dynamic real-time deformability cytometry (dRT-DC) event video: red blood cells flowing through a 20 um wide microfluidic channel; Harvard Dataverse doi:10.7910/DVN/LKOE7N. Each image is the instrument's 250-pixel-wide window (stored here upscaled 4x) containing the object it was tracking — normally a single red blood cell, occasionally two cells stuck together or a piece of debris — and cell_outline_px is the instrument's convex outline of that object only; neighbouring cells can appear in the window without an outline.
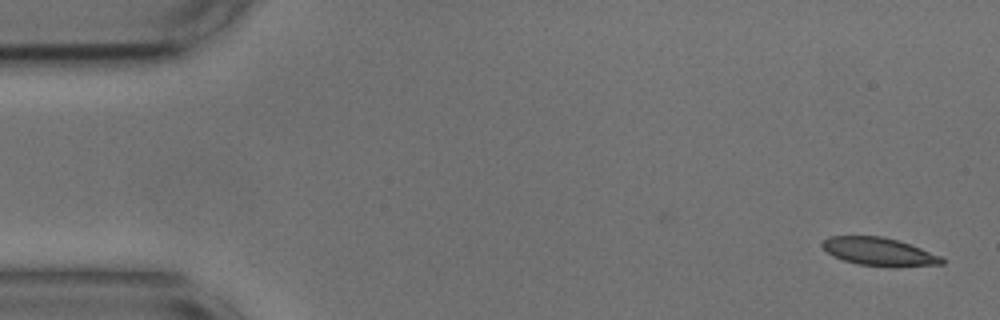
{"species": "common noctule bat (a hibernating species)", "species_latin": "Nyctalus noctula", "temperature_condition": "cold", "stored_images_in_passage": 41, "camera_frame_rate_fps": 3000, "um_per_image_px": 0.085, "animal": {"sex": "male", "body_mass_g": 17.9, "forearm_length_mm": 54.2}, "frame": {"image": 1, "passage_image": 1, "time_ms": 0.0, "image_size_px": [1000, 320], "cell_outline_px": [[944, 264], [888, 268], [860, 264], [844, 260], [832, 256], [820, 244], [828, 236], [880, 236], [896, 240], [920, 248], [940, 256], [944, 260]], "centroid_in_image_um": [74.71, 21.41], "position_along_channel_um": 10.3, "area_um2": 19.54}}
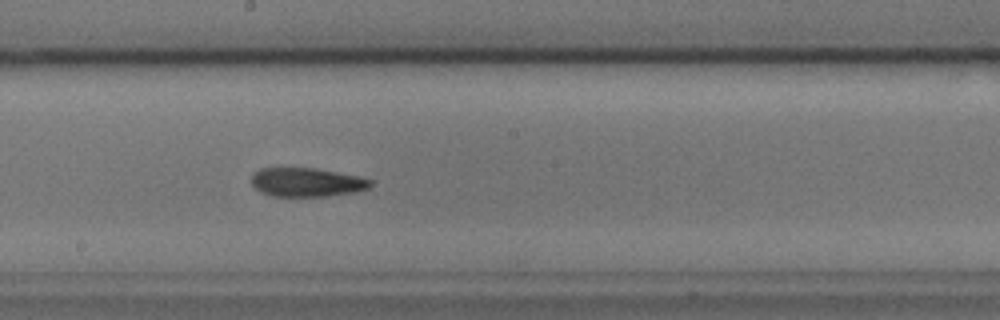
{"frame": {"image": 2, "passage_image": 28, "time_ms": 9.0, "image_size_px": [1000, 320], "cell_outline_px": [[372, 184], [368, 188], [356, 192], [328, 196], [272, 196], [260, 192], [252, 184], [252, 172], [260, 168], [316, 168], [356, 176], [372, 180]], "centroid_in_image_um": [26.04, 15.49], "position_along_channel_um": 222.2, "area_um2": 20.0}}
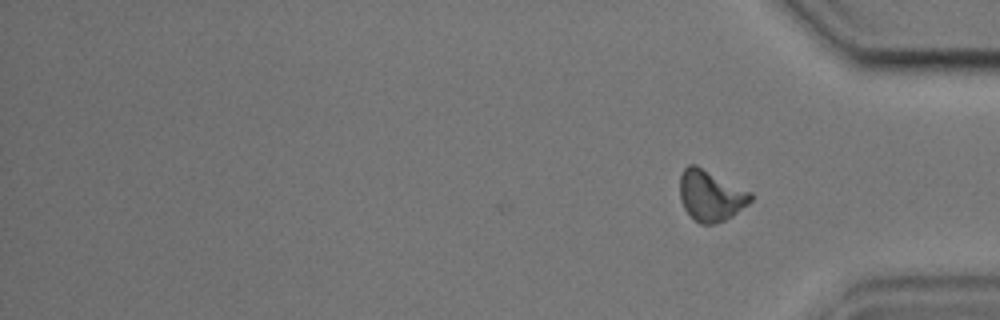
{"frame": {"image": 3, "passage_image": 41, "time_ms": 13.333, "image_size_px": [1000, 320], "cell_outline_px": [[752, 200], [748, 204], [732, 216], [716, 224], [700, 224], [684, 208], [680, 200], [680, 176], [684, 168], [688, 164], [696, 164], [752, 192]], "centroid_in_image_um": [60.41, 16.61], "position_along_channel_um": 374.8, "area_um2": 21.04}, "authors_computed_cell_mechanics": {"area_um2": 20.1722, "velocity_mm_per_s": 3.6408, "shape_relaxation_time_tau1_ms": 8.2038, "shape_relaxation_time_tau2_ms": 7.4059, "deformation_change_tau1": 0.1947, "deformation_change_tau2": 0.1631}}